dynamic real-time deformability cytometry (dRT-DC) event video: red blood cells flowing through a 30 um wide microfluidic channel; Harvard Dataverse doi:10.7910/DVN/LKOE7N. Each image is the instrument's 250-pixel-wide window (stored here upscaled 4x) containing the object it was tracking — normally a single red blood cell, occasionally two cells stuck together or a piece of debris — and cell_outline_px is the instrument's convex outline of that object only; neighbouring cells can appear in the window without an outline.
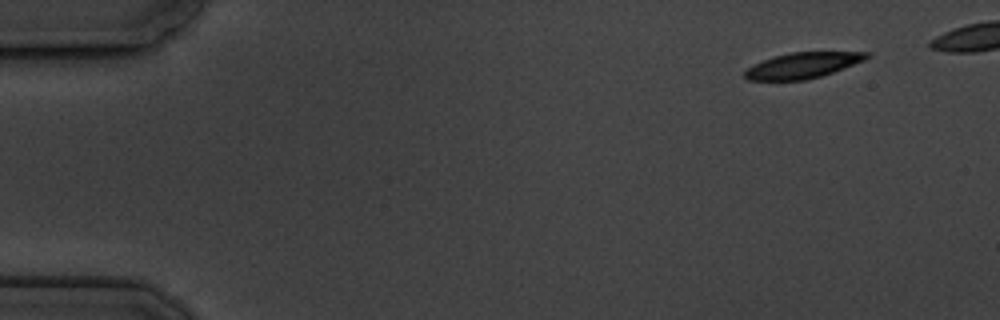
{"species": "common noctule bat (a hibernating species)", "species_latin": "Nyctalus noctula", "temperature_condition": "cold", "stored_images_in_passage": 5, "camera_frame_rate_fps": 3000, "um_per_image_px": 0.085, "animal": {"sex": "male", "body_mass_g": 19.5, "forearm_length_mm": 54.6}, "frame": {"image": 1, "passage_image": 1, "time_ms": 0.0, "image_size_px": [1000, 320], "cell_outline_px": [[872, 56], [864, 60], [844, 68], [820, 76], [804, 80], [748, 80], [744, 76], [744, 72], [748, 68], [764, 60], [776, 56], [792, 52], [872, 52]], "centroid_in_image_um": [68.27, 5.55], "position_along_channel_um": 16.7, "area_um2": 17.98}}